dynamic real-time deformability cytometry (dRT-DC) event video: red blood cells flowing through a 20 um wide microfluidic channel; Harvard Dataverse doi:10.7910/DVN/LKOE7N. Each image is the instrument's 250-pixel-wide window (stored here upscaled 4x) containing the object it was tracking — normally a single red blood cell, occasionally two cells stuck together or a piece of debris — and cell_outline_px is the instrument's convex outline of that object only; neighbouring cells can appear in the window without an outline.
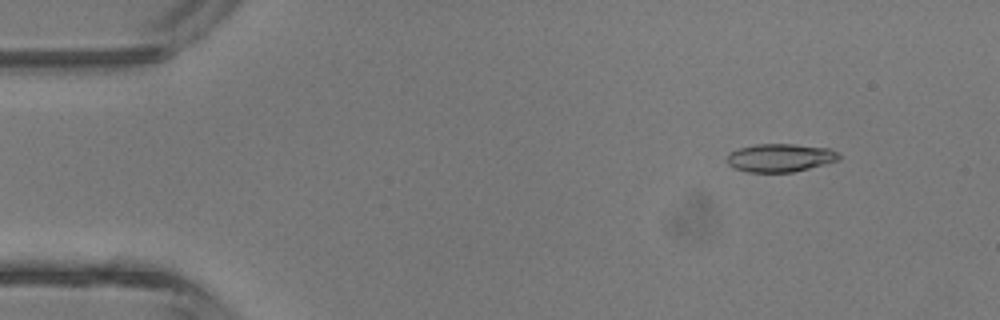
{"species": "common noctule bat (a hibernating species)", "species_latin": "Nyctalus noctula", "temperature_condition": "room temperature", "stored_images_in_passage": 5, "camera_frame_rate_fps": 3000, "um_per_image_px": 0.085, "animal": {"sex": "male", "body_mass_g": 13.3}, "frame": {"image": 1, "passage_image": 2, "time_ms": 1.0, "image_size_px": [1000, 320], "cell_outline_px": [[840, 156], [836, 160], [808, 168], [792, 172], [748, 172], [732, 168], [728, 164], [728, 152], [740, 148], [756, 144], [796, 144], [828, 148], [836, 152]], "centroid_in_image_um": [66.25, 13.4], "position_along_channel_um": 18.8, "area_um2": 18.15}}